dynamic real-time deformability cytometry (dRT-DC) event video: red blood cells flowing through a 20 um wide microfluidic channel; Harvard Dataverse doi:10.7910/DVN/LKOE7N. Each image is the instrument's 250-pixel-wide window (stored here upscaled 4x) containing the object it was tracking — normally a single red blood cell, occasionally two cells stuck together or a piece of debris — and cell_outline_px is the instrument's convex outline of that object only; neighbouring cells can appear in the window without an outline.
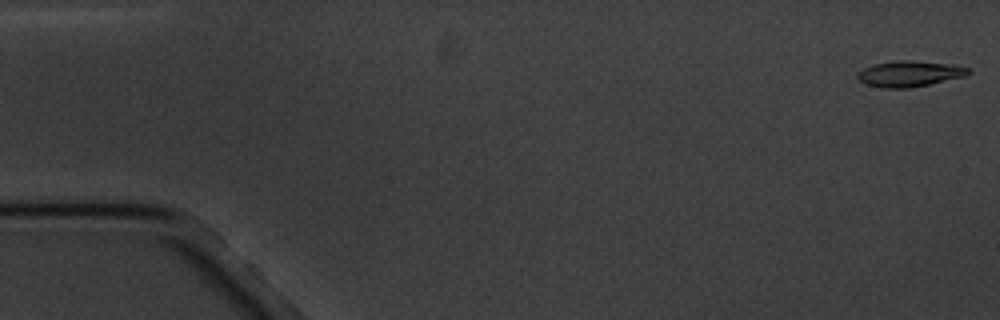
{"species": "common noctule bat (a hibernating species)", "species_latin": "Nyctalus noctula", "temperature_condition": "cold", "stored_images_in_passage": 5, "camera_frame_rate_fps": 3000, "um_per_image_px": 0.085, "animal": {"sex": "male", "body_mass_g": 20.1, "forearm_length_mm": 53.5}, "frame": {"image": 1, "passage_image": 1, "time_ms": 0.0, "image_size_px": [1000, 320], "cell_outline_px": [[972, 72], [964, 76], [928, 84], [908, 88], [884, 88], [868, 84], [860, 80], [856, 76], [864, 68], [876, 64], [896, 60], [912, 60], [944, 64], [968, 68]], "centroid_in_image_um": [77.29, 6.27], "position_along_channel_um": 7.7, "area_um2": 16.13}}
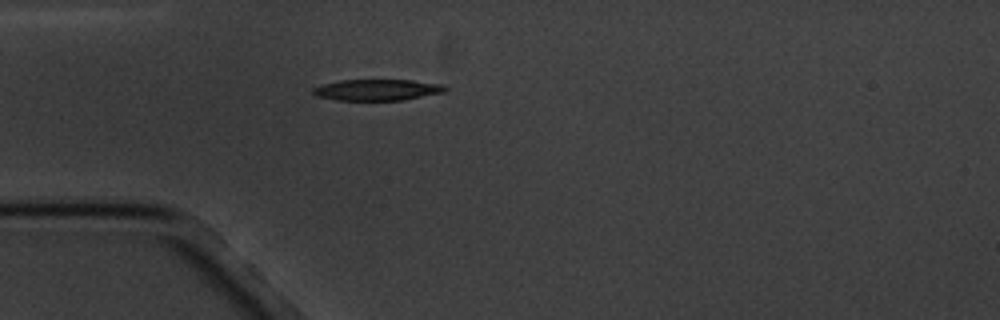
{"frame": {"image": 2, "passage_image": 5, "time_ms": 5.0, "image_size_px": [1000, 320], "cell_outline_px": [[448, 88], [444, 92], [404, 100], [336, 100], [316, 96], [312, 92], [312, 88], [324, 84], [340, 80], [412, 80], [444, 84]], "centroid_in_image_um": [32.08, 7.64], "position_along_channel_um": 52.9, "area_um2": 16.36}}